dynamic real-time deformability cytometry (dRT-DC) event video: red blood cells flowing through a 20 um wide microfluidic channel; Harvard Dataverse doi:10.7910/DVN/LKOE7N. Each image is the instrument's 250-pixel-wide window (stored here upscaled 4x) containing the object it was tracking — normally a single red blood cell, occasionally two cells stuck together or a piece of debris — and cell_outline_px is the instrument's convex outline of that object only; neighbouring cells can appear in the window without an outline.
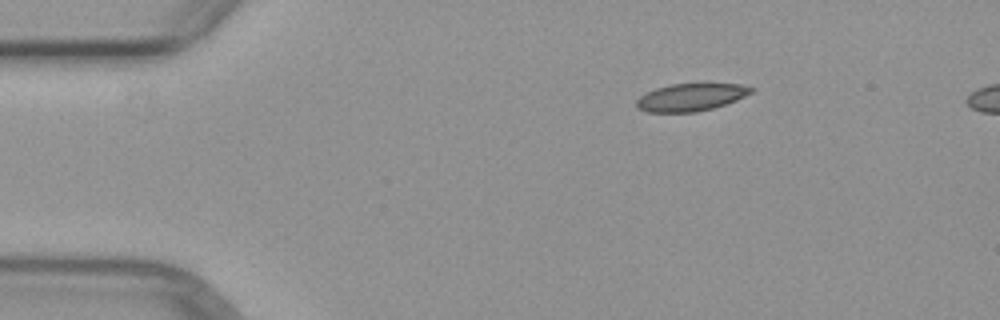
{"species": "common noctule bat (a hibernating species)", "species_latin": "Nyctalus noctula", "temperature_condition": "warm", "stored_images_in_passage": 4, "camera_frame_rate_fps": 3000, "um_per_image_px": 0.085, "animal": {"sex": "female", "body_mass_g": 29.2, "forearm_length_mm": 56.3}, "frame": {"image": 1, "passage_image": 1, "time_ms": 0.0, "image_size_px": [1000, 320], "cell_outline_px": [[756, 88], [752, 92], [736, 100], [712, 108], [696, 112], [648, 112], [636, 108], [636, 100], [640, 96], [656, 88], [672, 84], [740, 84]], "centroid_in_image_um": [58.71, 8.27], "position_along_channel_um": 26.3, "area_um2": 18.21}}
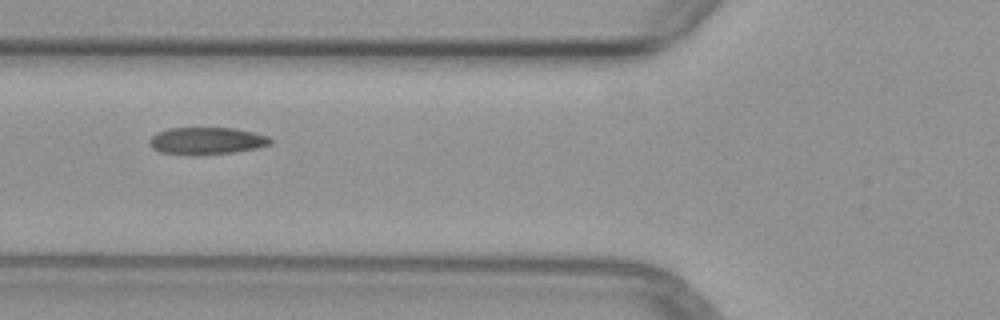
{"frame": {"image": 2, "passage_image": 4, "time_ms": 3.667, "image_size_px": [1000, 320], "cell_outline_px": [[272, 144], [256, 148], [232, 152], [196, 156], [160, 152], [152, 148], [148, 144], [148, 140], [156, 132], [168, 128], [236, 128], [268, 136], [272, 140]], "centroid_in_image_um": [17.52, 11.98], "position_along_channel_um": 108.3, "area_um2": 19.36}}